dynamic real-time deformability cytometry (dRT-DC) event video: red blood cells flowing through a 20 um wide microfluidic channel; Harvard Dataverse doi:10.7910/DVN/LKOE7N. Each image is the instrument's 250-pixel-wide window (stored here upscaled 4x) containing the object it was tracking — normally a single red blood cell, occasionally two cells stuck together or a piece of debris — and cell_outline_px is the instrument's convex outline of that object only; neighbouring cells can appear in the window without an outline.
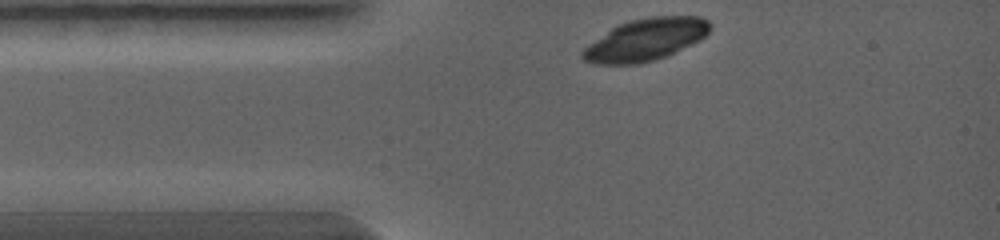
{"species": "common noctule bat (a hibernating species)", "species_latin": "Nyctalus noctula", "temperature_condition": "warm", "stored_images_in_passage": 1, "camera_frame_rate_fps": 5000, "um_per_image_px": 0.085, "animal": {"sex": "female", "body_mass_g": 19.0, "forearm_length_mm": 56.7}, "frame": {"image": 1, "passage_image": 1, "time_ms": 0.0, "image_size_px": [1000, 240], "cell_outline_px": [[712, 28], [700, 40], [668, 56], [656, 60], [640, 64], [596, 64], [584, 60], [580, 56], [580, 52], [588, 44], [612, 28], [628, 20], [648, 16], [700, 16], [708, 20], [712, 24]], "centroid_in_image_um": [54.9, 3.37], "position_along_channel_um": 30.1, "area_um2": 31.56}}